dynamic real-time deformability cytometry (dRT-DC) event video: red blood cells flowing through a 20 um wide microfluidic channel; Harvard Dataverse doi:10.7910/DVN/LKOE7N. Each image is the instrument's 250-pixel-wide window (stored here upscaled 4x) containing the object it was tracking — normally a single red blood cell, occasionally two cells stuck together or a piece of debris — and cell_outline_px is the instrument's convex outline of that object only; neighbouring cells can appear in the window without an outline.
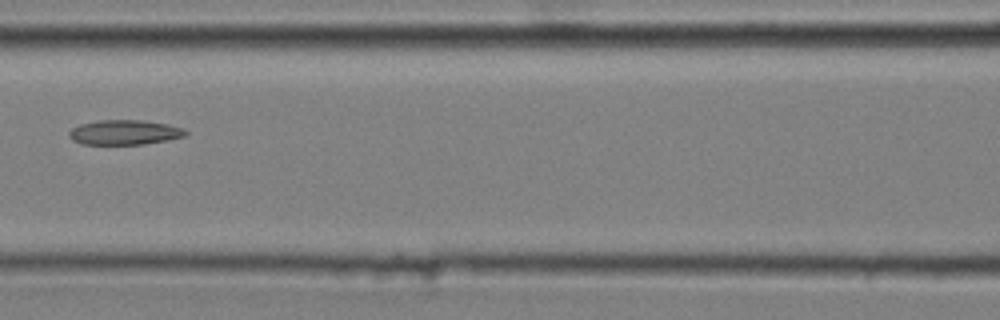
{"species": "common noctule bat (a hibernating species)", "species_latin": "Nyctalus noctula", "temperature_condition": "cold", "stored_images_in_passage": 7, "segment_of_instrument_passage": [1, 2], "camera_frame_rate_fps": 3000, "um_per_image_px": 0.085, "animal": {"sex": "male", "body_mass_g": 20.4}, "frame": {"image": 1, "passage_image": 4, "time_ms": 1.0, "image_size_px": [1000, 320], "cell_outline_px": [[188, 132], [184, 136], [168, 140], [144, 144], [80, 144], [72, 140], [68, 136], [68, 132], [72, 128], [80, 124], [100, 120], [144, 120], [168, 124], [184, 128]], "centroid_in_image_um": [10.58, 11.25], "position_along_channel_um": 156.0, "area_um2": 16.94}}
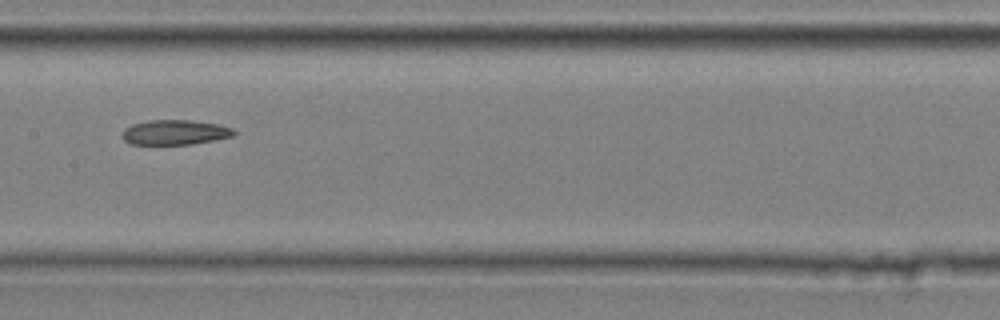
{"frame": {"image": 2, "passage_image": 5, "time_ms": 1.333, "image_size_px": [1000, 320], "cell_outline_px": [[236, 132], [232, 136], [192, 144], [132, 144], [124, 140], [124, 128], [132, 124], [148, 120], [192, 120], [220, 124], [232, 128]], "centroid_in_image_um": [14.88, 11.23], "position_along_channel_um": 192.5, "area_um2": 16.07}}
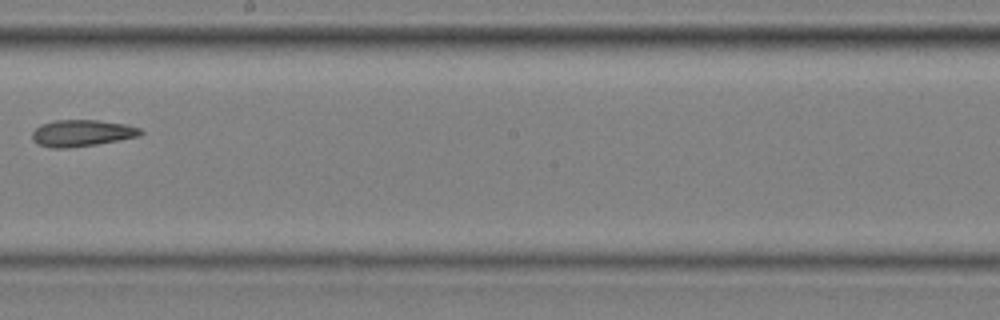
{"frame": {"image": 3, "passage_image": 6, "time_ms": 1.667, "image_size_px": [1000, 320], "cell_outline_px": [[144, 132], [140, 136], [120, 140], [96, 144], [68, 148], [52, 148], [36, 144], [32, 140], [32, 132], [40, 124], [56, 120], [100, 120], [124, 124], [140, 128]], "centroid_in_image_um": [6.94, 11.31], "position_along_channel_um": 241.3, "area_um2": 16.94}}